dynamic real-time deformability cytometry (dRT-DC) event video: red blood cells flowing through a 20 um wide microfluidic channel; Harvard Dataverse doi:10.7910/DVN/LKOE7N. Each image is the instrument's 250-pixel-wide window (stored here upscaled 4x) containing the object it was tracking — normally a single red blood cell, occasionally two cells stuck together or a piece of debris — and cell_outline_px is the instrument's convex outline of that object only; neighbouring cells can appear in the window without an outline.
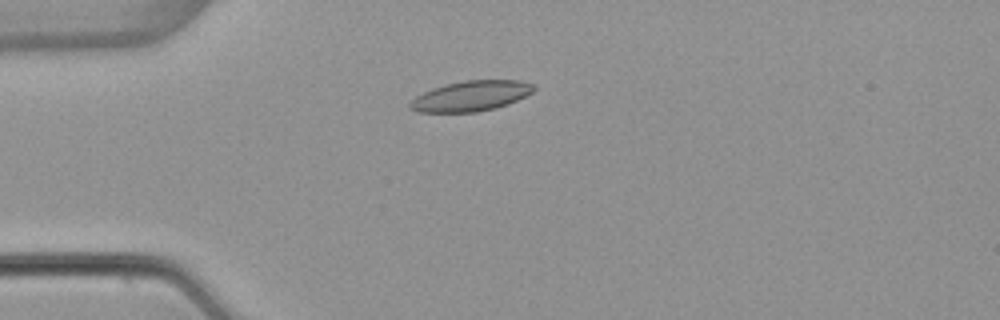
{"species": "common noctule bat (a hibernating species)", "species_latin": "Nyctalus noctula", "temperature_condition": "warm", "stored_images_in_passage": 42, "camera_frame_rate_fps": 3000, "um_per_image_px": 0.085, "animal": {"sex": "female", "body_mass_g": 22.7, "forearm_length_mm": 54.2}, "frame": {"image": 1, "passage_image": 3, "time_ms": 0.667, "image_size_px": [1000, 320], "cell_outline_px": [[536, 88], [532, 92], [508, 104], [496, 108], [476, 112], [420, 112], [408, 108], [408, 104], [416, 96], [432, 88], [464, 80], [520, 80], [536, 84]], "centroid_in_image_um": [40.04, 8.15], "position_along_channel_um": 45.0, "area_um2": 21.85}}
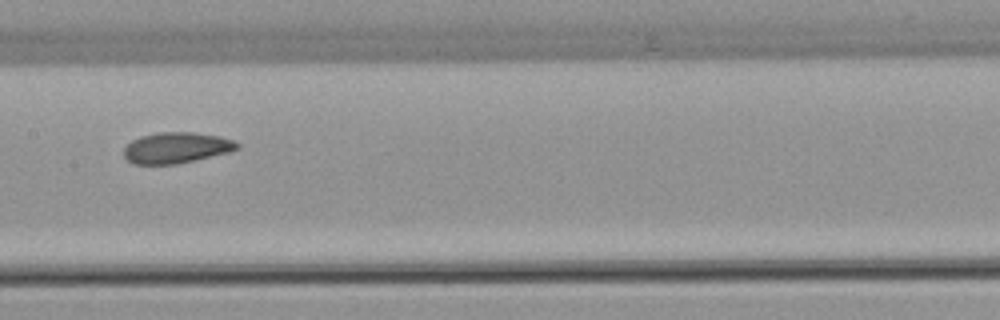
{"frame": {"image": 2, "passage_image": 16, "time_ms": 5.0, "image_size_px": [1000, 320], "cell_outline_px": [[240, 148], [228, 152], [176, 164], [132, 164], [124, 156], [124, 148], [132, 140], [140, 136], [160, 132], [192, 132], [220, 136], [232, 140], [240, 144]], "centroid_in_image_um": [14.98, 12.55], "position_along_channel_um": 192.4, "area_um2": 20.29}}
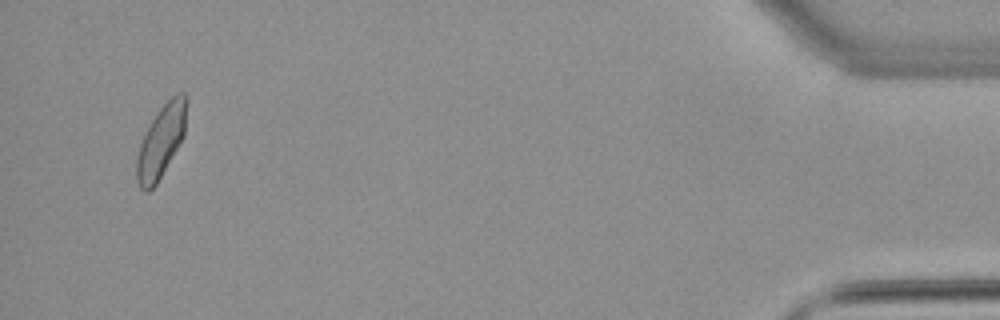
{"frame": {"image": 3, "passage_image": 40, "time_ms": 13.0, "image_size_px": [1000, 320], "cell_outline_px": [[188, 100], [184, 136], [156, 184], [148, 192], [144, 192], [140, 188], [136, 180], [136, 160], [140, 144], [156, 112], [176, 92], [184, 92], [188, 96]], "centroid_in_image_um": [13.71, 11.98], "position_along_channel_um": 421.5, "area_um2": 21.04}, "authors_computed_cell_mechanics": {"area_um2": 20.7213, "velocity_mm_per_s": 3.869, "shape_relaxation_time_tau1_ms": 9.0553, "shape_relaxation_time_tau2_ms": 2.5908, "deformation_change_tau1": 0.1674, "deformation_change_tau2": 0.0856}}